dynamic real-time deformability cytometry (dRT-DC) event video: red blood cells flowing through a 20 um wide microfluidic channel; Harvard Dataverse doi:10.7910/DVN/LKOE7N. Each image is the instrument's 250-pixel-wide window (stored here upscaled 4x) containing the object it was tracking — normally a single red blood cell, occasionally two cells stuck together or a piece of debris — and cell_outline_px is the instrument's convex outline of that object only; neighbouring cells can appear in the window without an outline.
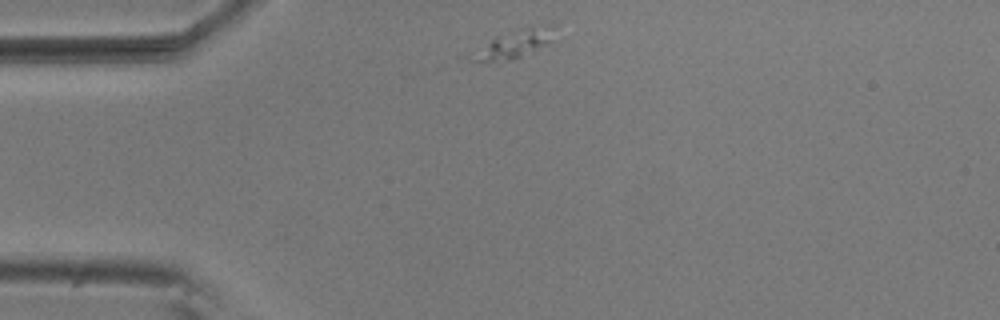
{"species": "common noctule bat (a hibernating species)", "species_latin": "Nyctalus noctula", "temperature_condition": "room temperature", "stored_images_in_passage": 2, "camera_frame_rate_fps": 3000, "um_per_image_px": 0.085, "animal": {"sex": "male", "body_mass_g": 20.5, "forearm_length_mm": 52.5}, "frame": {"image": 1, "passage_image": 1, "time_ms": 0.0, "image_size_px": [1000, 320], "cell_outline_px": [[560, 20], [552, 40], [520, 56], [496, 64], [476, 60], [488, 44], [492, 40], [524, 28]], "centroid_in_image_um": [44.05, 3.66], "position_along_channel_um": 41.0, "area_um2": 12.37}}